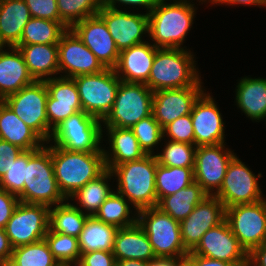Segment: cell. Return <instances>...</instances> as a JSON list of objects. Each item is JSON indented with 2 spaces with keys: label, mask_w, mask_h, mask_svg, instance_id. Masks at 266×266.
Returning a JSON list of instances; mask_svg holds the SVG:
<instances>
[{
  "label": "cell",
  "mask_w": 266,
  "mask_h": 266,
  "mask_svg": "<svg viewBox=\"0 0 266 266\" xmlns=\"http://www.w3.org/2000/svg\"><path fill=\"white\" fill-rule=\"evenodd\" d=\"M196 1L199 4L195 0H159L148 14L149 41L156 48L189 49L183 44L196 18L198 6L195 4L208 3L207 0Z\"/></svg>",
  "instance_id": "cell-1"
},
{
  "label": "cell",
  "mask_w": 266,
  "mask_h": 266,
  "mask_svg": "<svg viewBox=\"0 0 266 266\" xmlns=\"http://www.w3.org/2000/svg\"><path fill=\"white\" fill-rule=\"evenodd\" d=\"M45 145L51 151L59 189L67 199L106 170L103 152H72L53 144Z\"/></svg>",
  "instance_id": "cell-2"
},
{
  "label": "cell",
  "mask_w": 266,
  "mask_h": 266,
  "mask_svg": "<svg viewBox=\"0 0 266 266\" xmlns=\"http://www.w3.org/2000/svg\"><path fill=\"white\" fill-rule=\"evenodd\" d=\"M193 53L190 49L159 48L146 85L153 92L195 86L201 73Z\"/></svg>",
  "instance_id": "cell-3"
},
{
  "label": "cell",
  "mask_w": 266,
  "mask_h": 266,
  "mask_svg": "<svg viewBox=\"0 0 266 266\" xmlns=\"http://www.w3.org/2000/svg\"><path fill=\"white\" fill-rule=\"evenodd\" d=\"M156 168L155 155H146L140 160L115 166L111 170L116 180L115 191L125 197L137 211L156 207Z\"/></svg>",
  "instance_id": "cell-4"
},
{
  "label": "cell",
  "mask_w": 266,
  "mask_h": 266,
  "mask_svg": "<svg viewBox=\"0 0 266 266\" xmlns=\"http://www.w3.org/2000/svg\"><path fill=\"white\" fill-rule=\"evenodd\" d=\"M18 198L24 203L41 204L48 207L68 200L59 189L54 174L51 151L45 144L39 149L28 150L24 189Z\"/></svg>",
  "instance_id": "cell-5"
},
{
  "label": "cell",
  "mask_w": 266,
  "mask_h": 266,
  "mask_svg": "<svg viewBox=\"0 0 266 266\" xmlns=\"http://www.w3.org/2000/svg\"><path fill=\"white\" fill-rule=\"evenodd\" d=\"M102 129L101 120L81 110L60 123L48 143L72 152H103Z\"/></svg>",
  "instance_id": "cell-6"
},
{
  "label": "cell",
  "mask_w": 266,
  "mask_h": 266,
  "mask_svg": "<svg viewBox=\"0 0 266 266\" xmlns=\"http://www.w3.org/2000/svg\"><path fill=\"white\" fill-rule=\"evenodd\" d=\"M82 110L103 121L112 110L121 82L113 68L95 74L75 76Z\"/></svg>",
  "instance_id": "cell-7"
},
{
  "label": "cell",
  "mask_w": 266,
  "mask_h": 266,
  "mask_svg": "<svg viewBox=\"0 0 266 266\" xmlns=\"http://www.w3.org/2000/svg\"><path fill=\"white\" fill-rule=\"evenodd\" d=\"M153 91L146 85L121 81L112 110L102 126L131 128L152 115Z\"/></svg>",
  "instance_id": "cell-8"
},
{
  "label": "cell",
  "mask_w": 266,
  "mask_h": 266,
  "mask_svg": "<svg viewBox=\"0 0 266 266\" xmlns=\"http://www.w3.org/2000/svg\"><path fill=\"white\" fill-rule=\"evenodd\" d=\"M137 222L148 236L156 257L175 258L188 253L182 243L180 223L158 207L139 210Z\"/></svg>",
  "instance_id": "cell-9"
},
{
  "label": "cell",
  "mask_w": 266,
  "mask_h": 266,
  "mask_svg": "<svg viewBox=\"0 0 266 266\" xmlns=\"http://www.w3.org/2000/svg\"><path fill=\"white\" fill-rule=\"evenodd\" d=\"M48 90L45 81H35L2 101L24 121L45 143L49 142L46 112Z\"/></svg>",
  "instance_id": "cell-10"
},
{
  "label": "cell",
  "mask_w": 266,
  "mask_h": 266,
  "mask_svg": "<svg viewBox=\"0 0 266 266\" xmlns=\"http://www.w3.org/2000/svg\"><path fill=\"white\" fill-rule=\"evenodd\" d=\"M250 169L237 155L230 161L222 186L214 195L225 208L255 203L266 198L259 184L262 174L259 172L257 175Z\"/></svg>",
  "instance_id": "cell-11"
},
{
  "label": "cell",
  "mask_w": 266,
  "mask_h": 266,
  "mask_svg": "<svg viewBox=\"0 0 266 266\" xmlns=\"http://www.w3.org/2000/svg\"><path fill=\"white\" fill-rule=\"evenodd\" d=\"M225 220L248 254L266 242V198L225 208Z\"/></svg>",
  "instance_id": "cell-12"
},
{
  "label": "cell",
  "mask_w": 266,
  "mask_h": 266,
  "mask_svg": "<svg viewBox=\"0 0 266 266\" xmlns=\"http://www.w3.org/2000/svg\"><path fill=\"white\" fill-rule=\"evenodd\" d=\"M50 207L19 202L4 230L13 248L43 240L49 230Z\"/></svg>",
  "instance_id": "cell-13"
},
{
  "label": "cell",
  "mask_w": 266,
  "mask_h": 266,
  "mask_svg": "<svg viewBox=\"0 0 266 266\" xmlns=\"http://www.w3.org/2000/svg\"><path fill=\"white\" fill-rule=\"evenodd\" d=\"M226 143L197 146L195 153L194 181L203 191L214 196L222 186L230 161L236 153Z\"/></svg>",
  "instance_id": "cell-14"
},
{
  "label": "cell",
  "mask_w": 266,
  "mask_h": 266,
  "mask_svg": "<svg viewBox=\"0 0 266 266\" xmlns=\"http://www.w3.org/2000/svg\"><path fill=\"white\" fill-rule=\"evenodd\" d=\"M98 14L103 18L119 51L145 42L144 37L149 36V16L143 11L136 13L103 6Z\"/></svg>",
  "instance_id": "cell-15"
},
{
  "label": "cell",
  "mask_w": 266,
  "mask_h": 266,
  "mask_svg": "<svg viewBox=\"0 0 266 266\" xmlns=\"http://www.w3.org/2000/svg\"><path fill=\"white\" fill-rule=\"evenodd\" d=\"M191 253L233 263L235 266H248V253L234 236L226 220L209 229Z\"/></svg>",
  "instance_id": "cell-16"
},
{
  "label": "cell",
  "mask_w": 266,
  "mask_h": 266,
  "mask_svg": "<svg viewBox=\"0 0 266 266\" xmlns=\"http://www.w3.org/2000/svg\"><path fill=\"white\" fill-rule=\"evenodd\" d=\"M206 91L194 102L190 113L195 146L226 143L222 113L212 93Z\"/></svg>",
  "instance_id": "cell-17"
},
{
  "label": "cell",
  "mask_w": 266,
  "mask_h": 266,
  "mask_svg": "<svg viewBox=\"0 0 266 266\" xmlns=\"http://www.w3.org/2000/svg\"><path fill=\"white\" fill-rule=\"evenodd\" d=\"M59 76L74 78L95 74L105 69L90 49L68 29L58 42Z\"/></svg>",
  "instance_id": "cell-18"
},
{
  "label": "cell",
  "mask_w": 266,
  "mask_h": 266,
  "mask_svg": "<svg viewBox=\"0 0 266 266\" xmlns=\"http://www.w3.org/2000/svg\"><path fill=\"white\" fill-rule=\"evenodd\" d=\"M202 81L192 87L153 92L152 115L162 128L191 113L194 102L205 91Z\"/></svg>",
  "instance_id": "cell-19"
},
{
  "label": "cell",
  "mask_w": 266,
  "mask_h": 266,
  "mask_svg": "<svg viewBox=\"0 0 266 266\" xmlns=\"http://www.w3.org/2000/svg\"><path fill=\"white\" fill-rule=\"evenodd\" d=\"M225 220V207L216 196H206L192 213L180 222L181 239L185 249L191 252L201 237Z\"/></svg>",
  "instance_id": "cell-20"
},
{
  "label": "cell",
  "mask_w": 266,
  "mask_h": 266,
  "mask_svg": "<svg viewBox=\"0 0 266 266\" xmlns=\"http://www.w3.org/2000/svg\"><path fill=\"white\" fill-rule=\"evenodd\" d=\"M48 90L46 112L49 140L53 130L69 116L82 110L80 96L73 78L57 76L45 80Z\"/></svg>",
  "instance_id": "cell-21"
},
{
  "label": "cell",
  "mask_w": 266,
  "mask_h": 266,
  "mask_svg": "<svg viewBox=\"0 0 266 266\" xmlns=\"http://www.w3.org/2000/svg\"><path fill=\"white\" fill-rule=\"evenodd\" d=\"M105 68H114L120 51L99 15L87 17L70 28Z\"/></svg>",
  "instance_id": "cell-22"
},
{
  "label": "cell",
  "mask_w": 266,
  "mask_h": 266,
  "mask_svg": "<svg viewBox=\"0 0 266 266\" xmlns=\"http://www.w3.org/2000/svg\"><path fill=\"white\" fill-rule=\"evenodd\" d=\"M120 51L113 68L121 81L146 84L155 58L156 48L149 40Z\"/></svg>",
  "instance_id": "cell-23"
},
{
  "label": "cell",
  "mask_w": 266,
  "mask_h": 266,
  "mask_svg": "<svg viewBox=\"0 0 266 266\" xmlns=\"http://www.w3.org/2000/svg\"><path fill=\"white\" fill-rule=\"evenodd\" d=\"M102 128H104L102 132L106 134L102 133V137L107 136V138H102V141L106 139L105 143L109 144L108 147L102 145L106 169L112 170L124 162L137 161L146 156L130 128L111 126H102Z\"/></svg>",
  "instance_id": "cell-24"
},
{
  "label": "cell",
  "mask_w": 266,
  "mask_h": 266,
  "mask_svg": "<svg viewBox=\"0 0 266 266\" xmlns=\"http://www.w3.org/2000/svg\"><path fill=\"white\" fill-rule=\"evenodd\" d=\"M35 80L16 47H0V98L18 92Z\"/></svg>",
  "instance_id": "cell-25"
},
{
  "label": "cell",
  "mask_w": 266,
  "mask_h": 266,
  "mask_svg": "<svg viewBox=\"0 0 266 266\" xmlns=\"http://www.w3.org/2000/svg\"><path fill=\"white\" fill-rule=\"evenodd\" d=\"M234 99L237 108L247 118L253 122H266V78L241 77L235 88Z\"/></svg>",
  "instance_id": "cell-26"
},
{
  "label": "cell",
  "mask_w": 266,
  "mask_h": 266,
  "mask_svg": "<svg viewBox=\"0 0 266 266\" xmlns=\"http://www.w3.org/2000/svg\"><path fill=\"white\" fill-rule=\"evenodd\" d=\"M112 253L116 261L143 260L150 262L156 258L149 238L138 222L118 230Z\"/></svg>",
  "instance_id": "cell-27"
},
{
  "label": "cell",
  "mask_w": 266,
  "mask_h": 266,
  "mask_svg": "<svg viewBox=\"0 0 266 266\" xmlns=\"http://www.w3.org/2000/svg\"><path fill=\"white\" fill-rule=\"evenodd\" d=\"M31 17L24 0H0V47H16Z\"/></svg>",
  "instance_id": "cell-28"
},
{
  "label": "cell",
  "mask_w": 266,
  "mask_h": 266,
  "mask_svg": "<svg viewBox=\"0 0 266 266\" xmlns=\"http://www.w3.org/2000/svg\"><path fill=\"white\" fill-rule=\"evenodd\" d=\"M29 73L35 81H45L59 75L58 44L17 45Z\"/></svg>",
  "instance_id": "cell-29"
},
{
  "label": "cell",
  "mask_w": 266,
  "mask_h": 266,
  "mask_svg": "<svg viewBox=\"0 0 266 266\" xmlns=\"http://www.w3.org/2000/svg\"><path fill=\"white\" fill-rule=\"evenodd\" d=\"M0 139L23 150L39 149L45 144L3 101L0 103Z\"/></svg>",
  "instance_id": "cell-30"
},
{
  "label": "cell",
  "mask_w": 266,
  "mask_h": 266,
  "mask_svg": "<svg viewBox=\"0 0 266 266\" xmlns=\"http://www.w3.org/2000/svg\"><path fill=\"white\" fill-rule=\"evenodd\" d=\"M111 180H114L112 171L106 169L97 178L89 181L83 187L73 193L68 200L78 208L82 213L88 216H94L102 203L115 190L114 185L110 186ZM76 202V203H75Z\"/></svg>",
  "instance_id": "cell-31"
},
{
  "label": "cell",
  "mask_w": 266,
  "mask_h": 266,
  "mask_svg": "<svg viewBox=\"0 0 266 266\" xmlns=\"http://www.w3.org/2000/svg\"><path fill=\"white\" fill-rule=\"evenodd\" d=\"M119 228L106 224L95 216H88L78 236L81 254L92 251L112 252Z\"/></svg>",
  "instance_id": "cell-32"
},
{
  "label": "cell",
  "mask_w": 266,
  "mask_h": 266,
  "mask_svg": "<svg viewBox=\"0 0 266 266\" xmlns=\"http://www.w3.org/2000/svg\"><path fill=\"white\" fill-rule=\"evenodd\" d=\"M206 196L208 195L202 187L194 181L175 194L162 197L156 207L180 223L192 213L194 207Z\"/></svg>",
  "instance_id": "cell-33"
},
{
  "label": "cell",
  "mask_w": 266,
  "mask_h": 266,
  "mask_svg": "<svg viewBox=\"0 0 266 266\" xmlns=\"http://www.w3.org/2000/svg\"><path fill=\"white\" fill-rule=\"evenodd\" d=\"M133 208L134 206L125 197L114 190L94 216L120 229L137 223L138 211Z\"/></svg>",
  "instance_id": "cell-34"
},
{
  "label": "cell",
  "mask_w": 266,
  "mask_h": 266,
  "mask_svg": "<svg viewBox=\"0 0 266 266\" xmlns=\"http://www.w3.org/2000/svg\"><path fill=\"white\" fill-rule=\"evenodd\" d=\"M88 215L82 213L69 200L50 207L49 230L78 238Z\"/></svg>",
  "instance_id": "cell-35"
},
{
  "label": "cell",
  "mask_w": 266,
  "mask_h": 266,
  "mask_svg": "<svg viewBox=\"0 0 266 266\" xmlns=\"http://www.w3.org/2000/svg\"><path fill=\"white\" fill-rule=\"evenodd\" d=\"M68 29L70 28L64 22L31 17L24 27L18 45L58 44Z\"/></svg>",
  "instance_id": "cell-36"
},
{
  "label": "cell",
  "mask_w": 266,
  "mask_h": 266,
  "mask_svg": "<svg viewBox=\"0 0 266 266\" xmlns=\"http://www.w3.org/2000/svg\"><path fill=\"white\" fill-rule=\"evenodd\" d=\"M194 168L168 167L158 164L155 188L157 203L162 197L175 194L194 182Z\"/></svg>",
  "instance_id": "cell-37"
},
{
  "label": "cell",
  "mask_w": 266,
  "mask_h": 266,
  "mask_svg": "<svg viewBox=\"0 0 266 266\" xmlns=\"http://www.w3.org/2000/svg\"><path fill=\"white\" fill-rule=\"evenodd\" d=\"M163 142L160 148L163 146L164 148L159 153L157 150L154 154L158 164L168 167L194 168L197 146L167 139H163Z\"/></svg>",
  "instance_id": "cell-38"
},
{
  "label": "cell",
  "mask_w": 266,
  "mask_h": 266,
  "mask_svg": "<svg viewBox=\"0 0 266 266\" xmlns=\"http://www.w3.org/2000/svg\"><path fill=\"white\" fill-rule=\"evenodd\" d=\"M44 239L60 266H76L78 264L81 256L78 238L48 230Z\"/></svg>",
  "instance_id": "cell-39"
},
{
  "label": "cell",
  "mask_w": 266,
  "mask_h": 266,
  "mask_svg": "<svg viewBox=\"0 0 266 266\" xmlns=\"http://www.w3.org/2000/svg\"><path fill=\"white\" fill-rule=\"evenodd\" d=\"M12 258L22 266H60L45 239L13 248Z\"/></svg>",
  "instance_id": "cell-40"
},
{
  "label": "cell",
  "mask_w": 266,
  "mask_h": 266,
  "mask_svg": "<svg viewBox=\"0 0 266 266\" xmlns=\"http://www.w3.org/2000/svg\"><path fill=\"white\" fill-rule=\"evenodd\" d=\"M60 19L71 28L75 23L96 15L103 7V0H57Z\"/></svg>",
  "instance_id": "cell-41"
},
{
  "label": "cell",
  "mask_w": 266,
  "mask_h": 266,
  "mask_svg": "<svg viewBox=\"0 0 266 266\" xmlns=\"http://www.w3.org/2000/svg\"><path fill=\"white\" fill-rule=\"evenodd\" d=\"M130 129L137 138L140 148L146 155L156 154L154 150H157L163 141V128L154 119L153 115L141 119Z\"/></svg>",
  "instance_id": "cell-42"
},
{
  "label": "cell",
  "mask_w": 266,
  "mask_h": 266,
  "mask_svg": "<svg viewBox=\"0 0 266 266\" xmlns=\"http://www.w3.org/2000/svg\"><path fill=\"white\" fill-rule=\"evenodd\" d=\"M28 150L22 151L0 179V189L19 195L24 189Z\"/></svg>",
  "instance_id": "cell-43"
},
{
  "label": "cell",
  "mask_w": 266,
  "mask_h": 266,
  "mask_svg": "<svg viewBox=\"0 0 266 266\" xmlns=\"http://www.w3.org/2000/svg\"><path fill=\"white\" fill-rule=\"evenodd\" d=\"M194 144V130L191 114L182 116L163 128V139Z\"/></svg>",
  "instance_id": "cell-44"
},
{
  "label": "cell",
  "mask_w": 266,
  "mask_h": 266,
  "mask_svg": "<svg viewBox=\"0 0 266 266\" xmlns=\"http://www.w3.org/2000/svg\"><path fill=\"white\" fill-rule=\"evenodd\" d=\"M34 18L63 22L57 7V0H24Z\"/></svg>",
  "instance_id": "cell-45"
},
{
  "label": "cell",
  "mask_w": 266,
  "mask_h": 266,
  "mask_svg": "<svg viewBox=\"0 0 266 266\" xmlns=\"http://www.w3.org/2000/svg\"><path fill=\"white\" fill-rule=\"evenodd\" d=\"M116 259L112 252L92 251L81 254L76 266H115Z\"/></svg>",
  "instance_id": "cell-46"
},
{
  "label": "cell",
  "mask_w": 266,
  "mask_h": 266,
  "mask_svg": "<svg viewBox=\"0 0 266 266\" xmlns=\"http://www.w3.org/2000/svg\"><path fill=\"white\" fill-rule=\"evenodd\" d=\"M158 2L159 0H103V6L117 10H128L132 7V11H134L135 8L137 12L139 8H142V10H146L144 11L146 14H149ZM121 6L124 7L122 8Z\"/></svg>",
  "instance_id": "cell-47"
},
{
  "label": "cell",
  "mask_w": 266,
  "mask_h": 266,
  "mask_svg": "<svg viewBox=\"0 0 266 266\" xmlns=\"http://www.w3.org/2000/svg\"><path fill=\"white\" fill-rule=\"evenodd\" d=\"M19 202L17 195L0 189V228H5Z\"/></svg>",
  "instance_id": "cell-48"
},
{
  "label": "cell",
  "mask_w": 266,
  "mask_h": 266,
  "mask_svg": "<svg viewBox=\"0 0 266 266\" xmlns=\"http://www.w3.org/2000/svg\"><path fill=\"white\" fill-rule=\"evenodd\" d=\"M22 151L20 147L0 139V179Z\"/></svg>",
  "instance_id": "cell-49"
},
{
  "label": "cell",
  "mask_w": 266,
  "mask_h": 266,
  "mask_svg": "<svg viewBox=\"0 0 266 266\" xmlns=\"http://www.w3.org/2000/svg\"><path fill=\"white\" fill-rule=\"evenodd\" d=\"M210 5H224L225 6H235V5H241V6H258L259 8H266V0H207Z\"/></svg>",
  "instance_id": "cell-50"
},
{
  "label": "cell",
  "mask_w": 266,
  "mask_h": 266,
  "mask_svg": "<svg viewBox=\"0 0 266 266\" xmlns=\"http://www.w3.org/2000/svg\"><path fill=\"white\" fill-rule=\"evenodd\" d=\"M248 266H266V242L248 254Z\"/></svg>",
  "instance_id": "cell-51"
},
{
  "label": "cell",
  "mask_w": 266,
  "mask_h": 266,
  "mask_svg": "<svg viewBox=\"0 0 266 266\" xmlns=\"http://www.w3.org/2000/svg\"><path fill=\"white\" fill-rule=\"evenodd\" d=\"M13 247L3 228H0V260L4 261L12 257Z\"/></svg>",
  "instance_id": "cell-52"
},
{
  "label": "cell",
  "mask_w": 266,
  "mask_h": 266,
  "mask_svg": "<svg viewBox=\"0 0 266 266\" xmlns=\"http://www.w3.org/2000/svg\"><path fill=\"white\" fill-rule=\"evenodd\" d=\"M196 266H235L226 261L210 259L201 255H196Z\"/></svg>",
  "instance_id": "cell-53"
},
{
  "label": "cell",
  "mask_w": 266,
  "mask_h": 266,
  "mask_svg": "<svg viewBox=\"0 0 266 266\" xmlns=\"http://www.w3.org/2000/svg\"><path fill=\"white\" fill-rule=\"evenodd\" d=\"M175 266H196V254L188 252L175 257Z\"/></svg>",
  "instance_id": "cell-54"
},
{
  "label": "cell",
  "mask_w": 266,
  "mask_h": 266,
  "mask_svg": "<svg viewBox=\"0 0 266 266\" xmlns=\"http://www.w3.org/2000/svg\"><path fill=\"white\" fill-rule=\"evenodd\" d=\"M149 266H175V258L156 257L149 262Z\"/></svg>",
  "instance_id": "cell-55"
},
{
  "label": "cell",
  "mask_w": 266,
  "mask_h": 266,
  "mask_svg": "<svg viewBox=\"0 0 266 266\" xmlns=\"http://www.w3.org/2000/svg\"><path fill=\"white\" fill-rule=\"evenodd\" d=\"M115 266H149V261L143 260H119Z\"/></svg>",
  "instance_id": "cell-56"
},
{
  "label": "cell",
  "mask_w": 266,
  "mask_h": 266,
  "mask_svg": "<svg viewBox=\"0 0 266 266\" xmlns=\"http://www.w3.org/2000/svg\"><path fill=\"white\" fill-rule=\"evenodd\" d=\"M5 266H22L18 264L12 257L5 260Z\"/></svg>",
  "instance_id": "cell-57"
},
{
  "label": "cell",
  "mask_w": 266,
  "mask_h": 266,
  "mask_svg": "<svg viewBox=\"0 0 266 266\" xmlns=\"http://www.w3.org/2000/svg\"><path fill=\"white\" fill-rule=\"evenodd\" d=\"M0 266H5V260L4 261L0 260Z\"/></svg>",
  "instance_id": "cell-58"
}]
</instances>
